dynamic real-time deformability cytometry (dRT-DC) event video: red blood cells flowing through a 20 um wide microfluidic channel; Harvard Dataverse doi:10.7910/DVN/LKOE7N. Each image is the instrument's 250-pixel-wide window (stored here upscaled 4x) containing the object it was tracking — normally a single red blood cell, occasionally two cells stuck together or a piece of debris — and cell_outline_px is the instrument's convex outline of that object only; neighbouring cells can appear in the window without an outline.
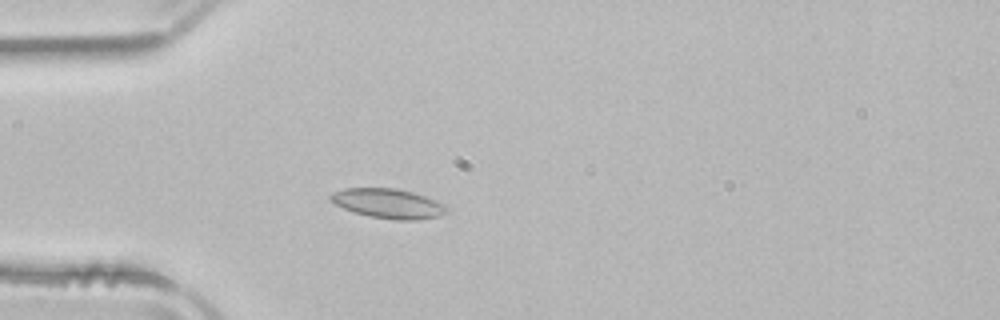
{"species": "common noctule bat (a hibernating species)", "species_latin": "Nyctalus noctula", "temperature_condition": "room temperature", "stored_images_in_passage": 50, "camera_frame_rate_fps": 3000, "um_per_image_px": 0.085, "animal": {"sex": "male", "body_mass_g": 21.5, "forearm_length_mm": 52.0}, "frame": {"image": 1, "passage_image": 13, "time_ms": 4.0, "image_size_px": [1000, 320], "cell_outline_px": [[448, 212], [436, 216], [416, 220], [396, 220], [368, 216], [344, 208], [328, 200], [328, 196], [332, 192], [344, 188], [396, 188], [412, 192], [424, 196], [444, 204], [448, 208]], "centroid_in_image_um": [32.96, 17.29], "position_along_channel_um": 52.0, "area_um2": 19.94}}
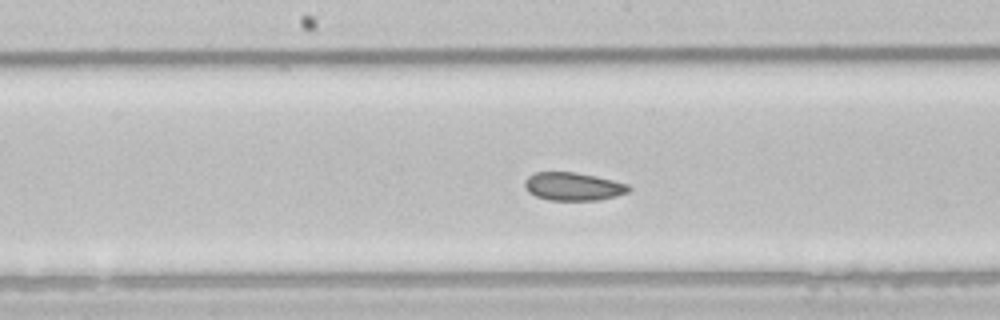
{"frame": {"image": 2, "passage_image": 25, "time_ms": 8.0, "image_size_px": [1000, 320], "cell_outline_px": [[632, 188], [628, 192], [616, 196], [600, 200], [548, 200], [536, 196], [528, 192], [524, 184], [524, 180], [528, 176], [536, 172], [576, 172], [596, 176], [628, 184]], "centroid_in_image_um": [48.72, 15.85], "position_along_channel_um": 199.5, "area_um2": 17.11}}
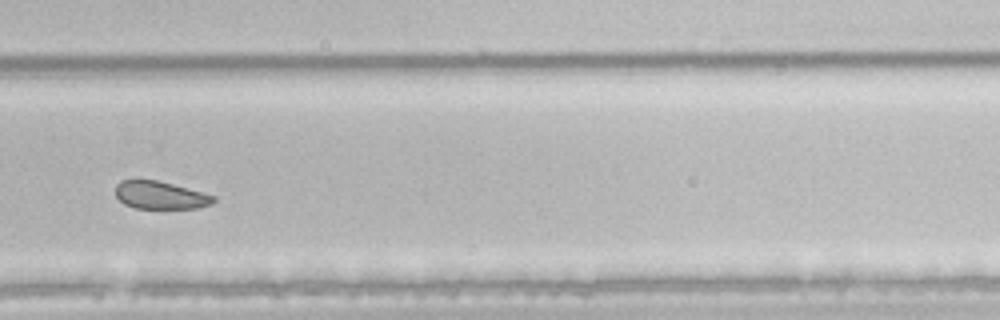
{"frame": {"image": 3, "passage_image": 34, "time_ms": 11.0, "image_size_px": [1000, 320], "cell_outline_px": [[216, 200], [212, 204], [196, 208], [136, 208], [124, 204], [116, 196], [116, 184], [120, 180], [156, 180], [172, 184], [216, 196]], "centroid_in_image_um": [13.62, 16.59], "position_along_channel_um": 316.2, "area_um2": 15.72}, "authors_computed_cell_mechanics": {"area_um2": 18.6694, "velocity_mm_per_s": 3.91, "shape_relaxation_time_tau1_ms": null, "shape_relaxation_time_tau2_ms": 3.944, "deformation_change_tau1": null, "deformation_change_tau2": 0.0814}}